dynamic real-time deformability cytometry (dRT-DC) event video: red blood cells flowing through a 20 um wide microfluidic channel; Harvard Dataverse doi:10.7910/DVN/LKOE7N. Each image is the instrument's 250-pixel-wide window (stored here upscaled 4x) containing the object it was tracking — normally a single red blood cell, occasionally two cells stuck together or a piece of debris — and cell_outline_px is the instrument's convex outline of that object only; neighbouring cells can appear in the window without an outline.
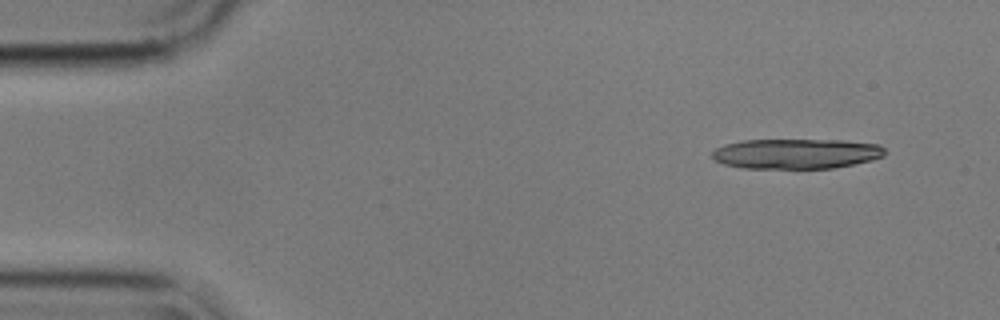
{"species": "common noctule bat (a hibernating species)", "species_latin": "Nyctalus noctula", "temperature_condition": "cold", "stored_images_in_passage": 13, "camera_frame_rate_fps": 3000, "um_per_image_px": 0.085, "animal": {"sex": "male", "body_mass_g": 17.9}, "frame": {"image": 1, "passage_image": 1, "time_ms": 0.0, "image_size_px": [1000, 320], "cell_outline_px": [[884, 156], [872, 160], [832, 168], [744, 168], [724, 164], [716, 160], [712, 156], [712, 152], [716, 148], [724, 144], [740, 140], [844, 140], [880, 144], [884, 148]], "centroid_in_image_um": [67.68, 13.05], "position_along_channel_um": 17.3, "area_um2": 30.29}}